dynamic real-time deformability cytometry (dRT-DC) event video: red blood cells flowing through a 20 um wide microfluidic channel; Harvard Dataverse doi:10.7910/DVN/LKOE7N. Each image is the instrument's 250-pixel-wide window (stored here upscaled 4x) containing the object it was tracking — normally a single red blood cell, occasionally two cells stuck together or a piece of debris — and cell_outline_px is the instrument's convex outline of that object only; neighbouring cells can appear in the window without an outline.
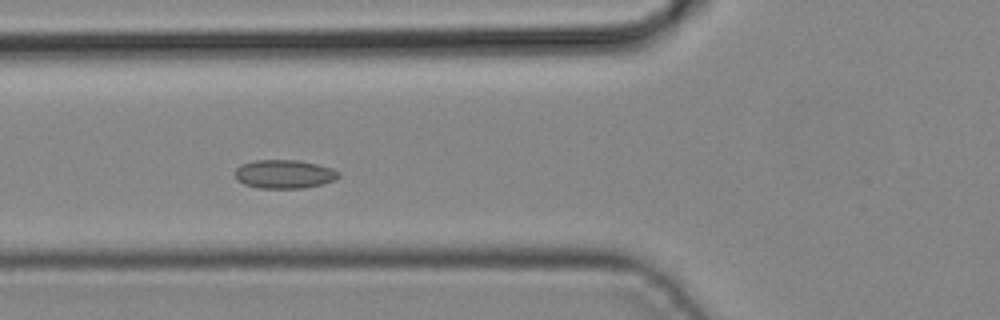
{"species": "common noctule bat (a hibernating species)", "species_latin": "Nyctalus noctula", "temperature_condition": "cold", "stored_images_in_passage": 4, "camera_frame_rate_fps": 3000, "um_per_image_px": 0.085, "animal": {"sex": "male", "body_mass_g": 19.2, "forearm_length_mm": 51.8}, "frame": {"image": 1, "passage_image": 4, "time_ms": 1.0, "image_size_px": [1000, 320], "cell_outline_px": [[340, 176], [336, 180], [324, 184], [304, 188], [260, 188], [244, 184], [236, 180], [236, 168], [240, 164], [256, 160], [300, 160], [332, 168], [340, 172]], "centroid_in_image_um": [24.19, 14.8], "position_along_channel_um": 101.6, "area_um2": 17.46}}